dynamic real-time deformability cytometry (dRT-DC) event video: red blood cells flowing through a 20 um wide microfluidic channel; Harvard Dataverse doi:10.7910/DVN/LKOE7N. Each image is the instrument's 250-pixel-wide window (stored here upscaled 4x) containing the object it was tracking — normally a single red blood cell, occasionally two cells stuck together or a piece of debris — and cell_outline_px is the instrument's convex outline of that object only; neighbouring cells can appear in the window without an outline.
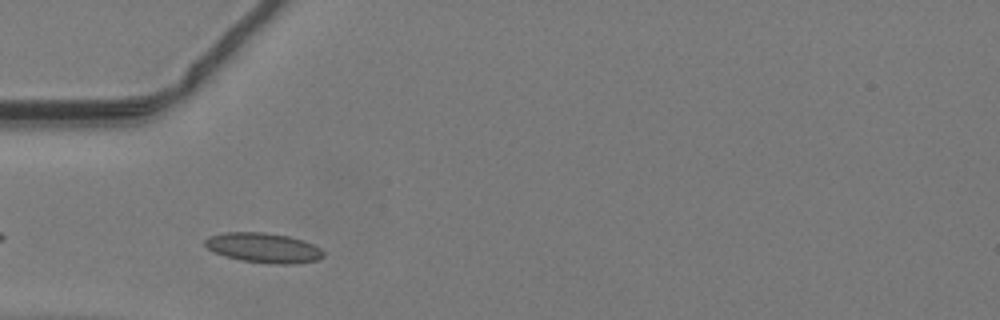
{"species": "common noctule bat (a hibernating species)", "species_latin": "Nyctalus noctula", "temperature_condition": "warm", "stored_images_in_passage": 26, "camera_frame_rate_fps": 3000, "um_per_image_px": 0.085, "animal": {"sex": "male", "body_mass_g": 19.2, "forearm_length_mm": 51.8}, "frame": {"image": 1, "passage_image": 2, "time_ms": 0.333, "image_size_px": [1000, 320], "cell_outline_px": [[324, 256], [316, 260], [292, 264], [276, 264], [240, 260], [224, 256], [212, 252], [204, 244], [204, 240], [208, 236], [224, 232], [264, 232], [288, 236], [304, 240], [320, 248], [324, 252]], "centroid_in_image_um": [22.37, 21.06], "position_along_channel_um": 62.6, "area_um2": 20.69}}
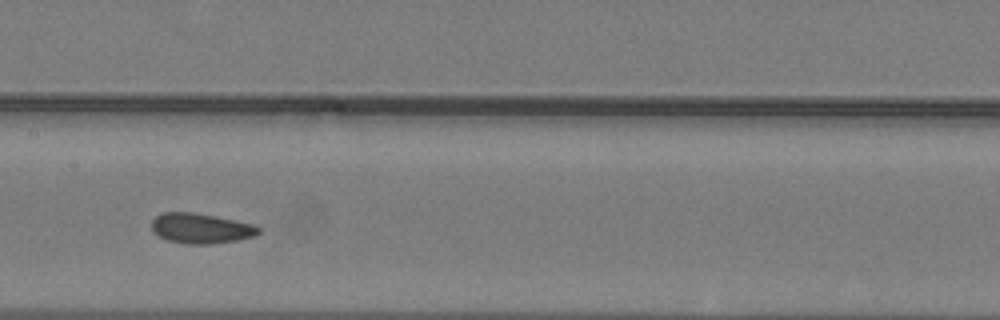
{"frame": {"image": 2, "passage_image": 11, "time_ms": 3.333, "image_size_px": [1000, 320], "cell_outline_px": [[260, 232], [256, 236], [236, 240], [208, 244], [184, 244], [168, 240], [160, 236], [152, 228], [152, 220], [156, 216], [164, 212], [192, 212], [252, 224], [260, 228]], "centroid_in_image_um": [17.07, 19.41], "position_along_channel_um": 190.3, "area_um2": 18.44}}
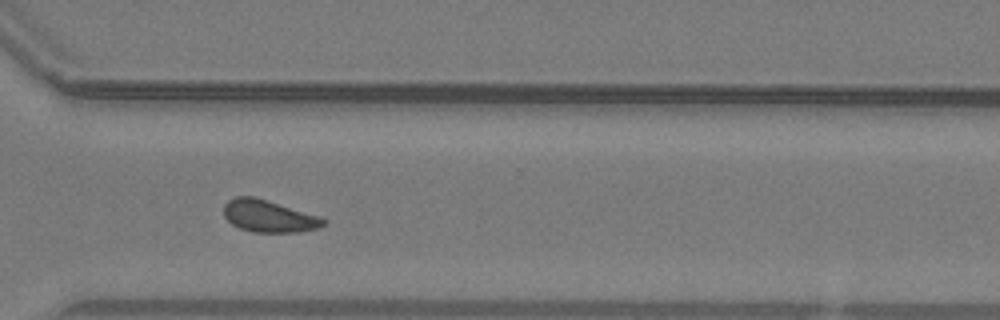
{"frame": {"image": 3, "passage_image": 22, "time_ms": 7.0, "image_size_px": [1000, 320], "cell_outline_px": [[328, 224], [320, 228], [300, 232], [252, 232], [240, 228], [232, 224], [224, 216], [224, 204], [228, 200], [236, 196], [252, 196], [320, 216], [328, 220]], "centroid_in_image_um": [22.89, 18.38], "position_along_channel_um": 347.7, "area_um2": 18.73}}